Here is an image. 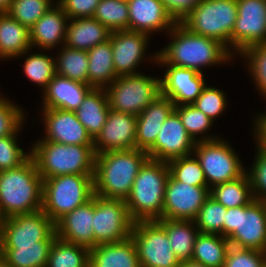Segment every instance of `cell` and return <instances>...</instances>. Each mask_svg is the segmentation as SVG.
I'll return each mask as SVG.
<instances>
[{"mask_svg":"<svg viewBox=\"0 0 266 267\" xmlns=\"http://www.w3.org/2000/svg\"><path fill=\"white\" fill-rule=\"evenodd\" d=\"M171 41L149 60L162 65H173L202 72V67L230 62L233 57L220 41L190 32L177 22L168 32ZM173 38V39H172Z\"/></svg>","mask_w":266,"mask_h":267,"instance_id":"1","label":"cell"},{"mask_svg":"<svg viewBox=\"0 0 266 267\" xmlns=\"http://www.w3.org/2000/svg\"><path fill=\"white\" fill-rule=\"evenodd\" d=\"M148 158L146 151L136 148L96 154L94 194L126 200L140 167Z\"/></svg>","mask_w":266,"mask_h":267,"instance_id":"2","label":"cell"},{"mask_svg":"<svg viewBox=\"0 0 266 267\" xmlns=\"http://www.w3.org/2000/svg\"><path fill=\"white\" fill-rule=\"evenodd\" d=\"M43 179L30 156L14 169L0 171V218L42 209Z\"/></svg>","mask_w":266,"mask_h":267,"instance_id":"3","label":"cell"},{"mask_svg":"<svg viewBox=\"0 0 266 267\" xmlns=\"http://www.w3.org/2000/svg\"><path fill=\"white\" fill-rule=\"evenodd\" d=\"M170 169L167 162L148 158L135 177L125 200L134 222L162 219L164 195Z\"/></svg>","mask_w":266,"mask_h":267,"instance_id":"4","label":"cell"},{"mask_svg":"<svg viewBox=\"0 0 266 267\" xmlns=\"http://www.w3.org/2000/svg\"><path fill=\"white\" fill-rule=\"evenodd\" d=\"M43 180L66 174H94V145H65L38 141L30 150Z\"/></svg>","mask_w":266,"mask_h":267,"instance_id":"5","label":"cell"},{"mask_svg":"<svg viewBox=\"0 0 266 267\" xmlns=\"http://www.w3.org/2000/svg\"><path fill=\"white\" fill-rule=\"evenodd\" d=\"M94 174H66L43 180L42 210L56 224L63 216L89 201Z\"/></svg>","mask_w":266,"mask_h":267,"instance_id":"6","label":"cell"},{"mask_svg":"<svg viewBox=\"0 0 266 267\" xmlns=\"http://www.w3.org/2000/svg\"><path fill=\"white\" fill-rule=\"evenodd\" d=\"M237 0H202L180 23L190 32L220 41L231 52Z\"/></svg>","mask_w":266,"mask_h":267,"instance_id":"7","label":"cell"},{"mask_svg":"<svg viewBox=\"0 0 266 267\" xmlns=\"http://www.w3.org/2000/svg\"><path fill=\"white\" fill-rule=\"evenodd\" d=\"M223 237L238 248L266 252V204L253 200L247 206L228 208Z\"/></svg>","mask_w":266,"mask_h":267,"instance_id":"8","label":"cell"},{"mask_svg":"<svg viewBox=\"0 0 266 267\" xmlns=\"http://www.w3.org/2000/svg\"><path fill=\"white\" fill-rule=\"evenodd\" d=\"M105 90L110 109L138 116L161 95V78L144 73L119 76Z\"/></svg>","mask_w":266,"mask_h":267,"instance_id":"9","label":"cell"},{"mask_svg":"<svg viewBox=\"0 0 266 267\" xmlns=\"http://www.w3.org/2000/svg\"><path fill=\"white\" fill-rule=\"evenodd\" d=\"M193 154L204 171L209 188L236 180L246 173L234 148L222 138L196 142Z\"/></svg>","mask_w":266,"mask_h":267,"instance_id":"10","label":"cell"},{"mask_svg":"<svg viewBox=\"0 0 266 267\" xmlns=\"http://www.w3.org/2000/svg\"><path fill=\"white\" fill-rule=\"evenodd\" d=\"M133 225L125 200L94 194V247L126 240L131 236Z\"/></svg>","mask_w":266,"mask_h":267,"instance_id":"11","label":"cell"},{"mask_svg":"<svg viewBox=\"0 0 266 267\" xmlns=\"http://www.w3.org/2000/svg\"><path fill=\"white\" fill-rule=\"evenodd\" d=\"M131 237L141 267H180L165 229L156 220L134 222Z\"/></svg>","mask_w":266,"mask_h":267,"instance_id":"12","label":"cell"},{"mask_svg":"<svg viewBox=\"0 0 266 267\" xmlns=\"http://www.w3.org/2000/svg\"><path fill=\"white\" fill-rule=\"evenodd\" d=\"M237 11L231 35L232 55L266 43V1L237 0Z\"/></svg>","mask_w":266,"mask_h":267,"instance_id":"13","label":"cell"},{"mask_svg":"<svg viewBox=\"0 0 266 267\" xmlns=\"http://www.w3.org/2000/svg\"><path fill=\"white\" fill-rule=\"evenodd\" d=\"M56 231L55 223L43 212L12 215L1 219L0 238L3 245H37Z\"/></svg>","mask_w":266,"mask_h":267,"instance_id":"14","label":"cell"},{"mask_svg":"<svg viewBox=\"0 0 266 267\" xmlns=\"http://www.w3.org/2000/svg\"><path fill=\"white\" fill-rule=\"evenodd\" d=\"M209 196L208 186H192L177 181L170 174L166 183L162 218L194 220Z\"/></svg>","mask_w":266,"mask_h":267,"instance_id":"15","label":"cell"},{"mask_svg":"<svg viewBox=\"0 0 266 267\" xmlns=\"http://www.w3.org/2000/svg\"><path fill=\"white\" fill-rule=\"evenodd\" d=\"M194 140L187 133L179 115L173 111L164 121L155 143L146 151L154 160L169 162L193 154Z\"/></svg>","mask_w":266,"mask_h":267,"instance_id":"16","label":"cell"},{"mask_svg":"<svg viewBox=\"0 0 266 267\" xmlns=\"http://www.w3.org/2000/svg\"><path fill=\"white\" fill-rule=\"evenodd\" d=\"M42 113L46 133L45 138L40 141H52L65 145H94V140L74 111L43 108Z\"/></svg>","mask_w":266,"mask_h":267,"instance_id":"17","label":"cell"},{"mask_svg":"<svg viewBox=\"0 0 266 267\" xmlns=\"http://www.w3.org/2000/svg\"><path fill=\"white\" fill-rule=\"evenodd\" d=\"M137 116L112 109L101 132L94 139L95 153L136 148Z\"/></svg>","mask_w":266,"mask_h":267,"instance_id":"18","label":"cell"},{"mask_svg":"<svg viewBox=\"0 0 266 267\" xmlns=\"http://www.w3.org/2000/svg\"><path fill=\"white\" fill-rule=\"evenodd\" d=\"M149 35L130 31H113L110 34L114 70L117 76L138 74L135 69L144 59Z\"/></svg>","mask_w":266,"mask_h":267,"instance_id":"19","label":"cell"},{"mask_svg":"<svg viewBox=\"0 0 266 267\" xmlns=\"http://www.w3.org/2000/svg\"><path fill=\"white\" fill-rule=\"evenodd\" d=\"M163 66L167 70L161 79V94L175 106L192 104L206 86L203 73L173 65Z\"/></svg>","mask_w":266,"mask_h":267,"instance_id":"20","label":"cell"},{"mask_svg":"<svg viewBox=\"0 0 266 267\" xmlns=\"http://www.w3.org/2000/svg\"><path fill=\"white\" fill-rule=\"evenodd\" d=\"M127 4L130 31L149 36L161 30L168 33L177 23L167 12L161 0H127Z\"/></svg>","mask_w":266,"mask_h":267,"instance_id":"21","label":"cell"},{"mask_svg":"<svg viewBox=\"0 0 266 267\" xmlns=\"http://www.w3.org/2000/svg\"><path fill=\"white\" fill-rule=\"evenodd\" d=\"M93 216L94 194L89 201L63 216L55 224L57 237L70 243L93 248Z\"/></svg>","mask_w":266,"mask_h":267,"instance_id":"22","label":"cell"},{"mask_svg":"<svg viewBox=\"0 0 266 267\" xmlns=\"http://www.w3.org/2000/svg\"><path fill=\"white\" fill-rule=\"evenodd\" d=\"M93 89L89 84L56 74L43 90V107L76 111Z\"/></svg>","mask_w":266,"mask_h":267,"instance_id":"23","label":"cell"},{"mask_svg":"<svg viewBox=\"0 0 266 267\" xmlns=\"http://www.w3.org/2000/svg\"><path fill=\"white\" fill-rule=\"evenodd\" d=\"M174 110V103L161 94L137 116L136 149L147 151L155 143L162 124Z\"/></svg>","mask_w":266,"mask_h":267,"instance_id":"24","label":"cell"},{"mask_svg":"<svg viewBox=\"0 0 266 267\" xmlns=\"http://www.w3.org/2000/svg\"><path fill=\"white\" fill-rule=\"evenodd\" d=\"M68 16L55 3L30 29V42L32 48L35 46L42 50H52L65 44L66 27Z\"/></svg>","mask_w":266,"mask_h":267,"instance_id":"25","label":"cell"},{"mask_svg":"<svg viewBox=\"0 0 266 267\" xmlns=\"http://www.w3.org/2000/svg\"><path fill=\"white\" fill-rule=\"evenodd\" d=\"M89 267H141L134 240L130 236L90 248Z\"/></svg>","mask_w":266,"mask_h":267,"instance_id":"26","label":"cell"},{"mask_svg":"<svg viewBox=\"0 0 266 267\" xmlns=\"http://www.w3.org/2000/svg\"><path fill=\"white\" fill-rule=\"evenodd\" d=\"M66 27L65 46L88 51L109 40L111 31L93 17L69 19Z\"/></svg>","mask_w":266,"mask_h":267,"instance_id":"27","label":"cell"},{"mask_svg":"<svg viewBox=\"0 0 266 267\" xmlns=\"http://www.w3.org/2000/svg\"><path fill=\"white\" fill-rule=\"evenodd\" d=\"M32 49L29 28L12 18L8 13H0V58H20Z\"/></svg>","mask_w":266,"mask_h":267,"instance_id":"28","label":"cell"},{"mask_svg":"<svg viewBox=\"0 0 266 267\" xmlns=\"http://www.w3.org/2000/svg\"><path fill=\"white\" fill-rule=\"evenodd\" d=\"M109 110L105 88H93L74 112L94 140L104 126Z\"/></svg>","mask_w":266,"mask_h":267,"instance_id":"29","label":"cell"},{"mask_svg":"<svg viewBox=\"0 0 266 267\" xmlns=\"http://www.w3.org/2000/svg\"><path fill=\"white\" fill-rule=\"evenodd\" d=\"M56 231L37 245H3L4 265L7 267H46Z\"/></svg>","mask_w":266,"mask_h":267,"instance_id":"30","label":"cell"},{"mask_svg":"<svg viewBox=\"0 0 266 267\" xmlns=\"http://www.w3.org/2000/svg\"><path fill=\"white\" fill-rule=\"evenodd\" d=\"M166 231L171 249L180 262L189 261L193 255L196 236L199 234L194 220H156Z\"/></svg>","mask_w":266,"mask_h":267,"instance_id":"31","label":"cell"},{"mask_svg":"<svg viewBox=\"0 0 266 267\" xmlns=\"http://www.w3.org/2000/svg\"><path fill=\"white\" fill-rule=\"evenodd\" d=\"M88 84L93 88H106L118 76L114 70L110 39L87 51Z\"/></svg>","mask_w":266,"mask_h":267,"instance_id":"32","label":"cell"},{"mask_svg":"<svg viewBox=\"0 0 266 267\" xmlns=\"http://www.w3.org/2000/svg\"><path fill=\"white\" fill-rule=\"evenodd\" d=\"M230 246L228 239L221 235L199 233L191 260L208 267H223Z\"/></svg>","mask_w":266,"mask_h":267,"instance_id":"33","label":"cell"},{"mask_svg":"<svg viewBox=\"0 0 266 267\" xmlns=\"http://www.w3.org/2000/svg\"><path fill=\"white\" fill-rule=\"evenodd\" d=\"M210 196L227 209L247 206L254 200L247 173L236 180L214 185Z\"/></svg>","mask_w":266,"mask_h":267,"instance_id":"34","label":"cell"},{"mask_svg":"<svg viewBox=\"0 0 266 267\" xmlns=\"http://www.w3.org/2000/svg\"><path fill=\"white\" fill-rule=\"evenodd\" d=\"M90 248L55 238L46 267H89Z\"/></svg>","mask_w":266,"mask_h":267,"instance_id":"35","label":"cell"},{"mask_svg":"<svg viewBox=\"0 0 266 267\" xmlns=\"http://www.w3.org/2000/svg\"><path fill=\"white\" fill-rule=\"evenodd\" d=\"M57 54L55 59L56 74L88 84L89 60L87 51L72 49L63 45Z\"/></svg>","mask_w":266,"mask_h":267,"instance_id":"36","label":"cell"},{"mask_svg":"<svg viewBox=\"0 0 266 267\" xmlns=\"http://www.w3.org/2000/svg\"><path fill=\"white\" fill-rule=\"evenodd\" d=\"M92 17L111 32L129 30L127 0H101Z\"/></svg>","mask_w":266,"mask_h":267,"instance_id":"37","label":"cell"},{"mask_svg":"<svg viewBox=\"0 0 266 267\" xmlns=\"http://www.w3.org/2000/svg\"><path fill=\"white\" fill-rule=\"evenodd\" d=\"M174 111L179 115V118L184 125L187 133L195 143L218 138L217 136L214 137L213 135L207 137L203 135L207 133V131L212 127L214 121L211 120L207 115H205L201 110L197 109L194 105L185 104L175 106ZM201 134L203 136L197 138Z\"/></svg>","mask_w":266,"mask_h":267,"instance_id":"38","label":"cell"},{"mask_svg":"<svg viewBox=\"0 0 266 267\" xmlns=\"http://www.w3.org/2000/svg\"><path fill=\"white\" fill-rule=\"evenodd\" d=\"M227 208L209 196L194 219L199 233L223 236Z\"/></svg>","mask_w":266,"mask_h":267,"instance_id":"39","label":"cell"},{"mask_svg":"<svg viewBox=\"0 0 266 267\" xmlns=\"http://www.w3.org/2000/svg\"><path fill=\"white\" fill-rule=\"evenodd\" d=\"M24 74L43 89L56 75L55 59L45 53H34L24 61Z\"/></svg>","mask_w":266,"mask_h":267,"instance_id":"40","label":"cell"},{"mask_svg":"<svg viewBox=\"0 0 266 267\" xmlns=\"http://www.w3.org/2000/svg\"><path fill=\"white\" fill-rule=\"evenodd\" d=\"M168 166L170 174L177 181L192 186H208L204 171L194 154L173 159L168 162Z\"/></svg>","mask_w":266,"mask_h":267,"instance_id":"41","label":"cell"},{"mask_svg":"<svg viewBox=\"0 0 266 267\" xmlns=\"http://www.w3.org/2000/svg\"><path fill=\"white\" fill-rule=\"evenodd\" d=\"M53 0H13L7 12L27 28H31L54 5Z\"/></svg>","mask_w":266,"mask_h":267,"instance_id":"42","label":"cell"},{"mask_svg":"<svg viewBox=\"0 0 266 267\" xmlns=\"http://www.w3.org/2000/svg\"><path fill=\"white\" fill-rule=\"evenodd\" d=\"M247 60L250 74L257 86V90L266 98V43L254 45L240 54ZM245 57V58H244Z\"/></svg>","mask_w":266,"mask_h":267,"instance_id":"43","label":"cell"},{"mask_svg":"<svg viewBox=\"0 0 266 267\" xmlns=\"http://www.w3.org/2000/svg\"><path fill=\"white\" fill-rule=\"evenodd\" d=\"M25 116L22 108L0 95V137L19 135Z\"/></svg>","mask_w":266,"mask_h":267,"instance_id":"44","label":"cell"},{"mask_svg":"<svg viewBox=\"0 0 266 267\" xmlns=\"http://www.w3.org/2000/svg\"><path fill=\"white\" fill-rule=\"evenodd\" d=\"M226 99L225 92H222V89L219 90V88L205 86L192 105L215 121L226 109L228 101Z\"/></svg>","mask_w":266,"mask_h":267,"instance_id":"45","label":"cell"},{"mask_svg":"<svg viewBox=\"0 0 266 267\" xmlns=\"http://www.w3.org/2000/svg\"><path fill=\"white\" fill-rule=\"evenodd\" d=\"M17 134L0 137V171L14 169L23 164L31 153H25L17 143Z\"/></svg>","mask_w":266,"mask_h":267,"instance_id":"46","label":"cell"},{"mask_svg":"<svg viewBox=\"0 0 266 267\" xmlns=\"http://www.w3.org/2000/svg\"><path fill=\"white\" fill-rule=\"evenodd\" d=\"M223 267H266V252L231 245Z\"/></svg>","mask_w":266,"mask_h":267,"instance_id":"47","label":"cell"},{"mask_svg":"<svg viewBox=\"0 0 266 267\" xmlns=\"http://www.w3.org/2000/svg\"><path fill=\"white\" fill-rule=\"evenodd\" d=\"M256 157L250 171L246 172L255 200L266 201V150L256 147Z\"/></svg>","mask_w":266,"mask_h":267,"instance_id":"48","label":"cell"},{"mask_svg":"<svg viewBox=\"0 0 266 267\" xmlns=\"http://www.w3.org/2000/svg\"><path fill=\"white\" fill-rule=\"evenodd\" d=\"M101 0H58L69 19L92 17Z\"/></svg>","mask_w":266,"mask_h":267,"instance_id":"49","label":"cell"},{"mask_svg":"<svg viewBox=\"0 0 266 267\" xmlns=\"http://www.w3.org/2000/svg\"><path fill=\"white\" fill-rule=\"evenodd\" d=\"M167 12L176 22H180L202 0H161Z\"/></svg>","mask_w":266,"mask_h":267,"instance_id":"50","label":"cell"},{"mask_svg":"<svg viewBox=\"0 0 266 267\" xmlns=\"http://www.w3.org/2000/svg\"><path fill=\"white\" fill-rule=\"evenodd\" d=\"M258 115L254 122L255 129V140L257 142L256 146L266 150V112L264 114H255Z\"/></svg>","mask_w":266,"mask_h":267,"instance_id":"51","label":"cell"},{"mask_svg":"<svg viewBox=\"0 0 266 267\" xmlns=\"http://www.w3.org/2000/svg\"><path fill=\"white\" fill-rule=\"evenodd\" d=\"M13 0H0V13H7L12 4Z\"/></svg>","mask_w":266,"mask_h":267,"instance_id":"52","label":"cell"},{"mask_svg":"<svg viewBox=\"0 0 266 267\" xmlns=\"http://www.w3.org/2000/svg\"><path fill=\"white\" fill-rule=\"evenodd\" d=\"M180 267H208L202 263L193 261V260H189V261H183L181 262Z\"/></svg>","mask_w":266,"mask_h":267,"instance_id":"53","label":"cell"},{"mask_svg":"<svg viewBox=\"0 0 266 267\" xmlns=\"http://www.w3.org/2000/svg\"><path fill=\"white\" fill-rule=\"evenodd\" d=\"M3 255H4L3 242L2 239L0 238V267L4 265Z\"/></svg>","mask_w":266,"mask_h":267,"instance_id":"54","label":"cell"}]
</instances>
